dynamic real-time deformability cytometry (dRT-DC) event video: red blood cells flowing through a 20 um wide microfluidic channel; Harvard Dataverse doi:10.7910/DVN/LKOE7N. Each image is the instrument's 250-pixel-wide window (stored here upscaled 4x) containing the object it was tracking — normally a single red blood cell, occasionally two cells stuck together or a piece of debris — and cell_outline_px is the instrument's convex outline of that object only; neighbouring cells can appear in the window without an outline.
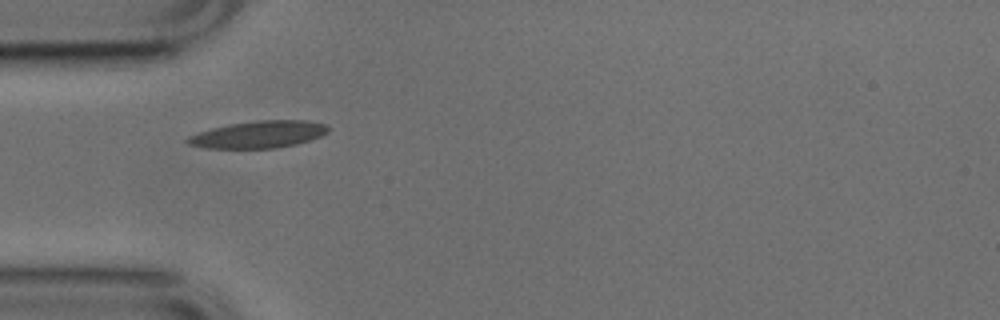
{"species": "common noctule bat (a hibernating species)", "species_latin": "Nyctalus noctula", "temperature_condition": "cold", "stored_images_in_passage": 35, "camera_frame_rate_fps": 3000, "um_per_image_px": 0.085, "animal": {"sex": "male", "body_mass_g": 17.9, "forearm_length_mm": 54.2}, "frame": {"image": 1, "passage_image": 1, "time_ms": 0.0, "image_size_px": [1000, 320], "cell_outline_px": [[332, 128], [328, 132], [320, 136], [296, 144], [276, 148], [208, 148], [188, 144], [184, 140], [188, 136], [212, 128], [228, 124], [256, 120], [308, 120], [328, 124]], "centroid_in_image_um": [22.02, 11.41], "position_along_channel_um": 63.0, "area_um2": 22.31}}
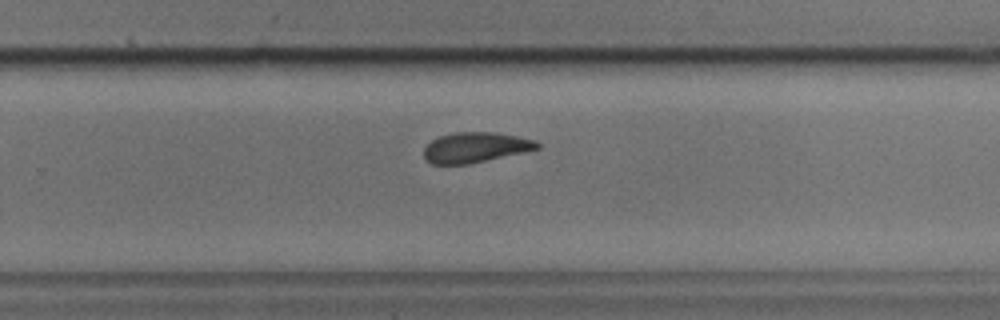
{"frame": {"image": 2, "passage_image": 19, "time_ms": 6.0, "image_size_px": [1000, 320], "cell_outline_px": [[540, 148], [524, 152], [468, 164], [432, 164], [424, 160], [424, 148], [432, 140], [440, 136], [456, 132], [496, 132], [536, 140], [540, 144]], "centroid_in_image_um": [40.4, 12.53], "position_along_channel_um": 289.4, "area_um2": 19.94}}
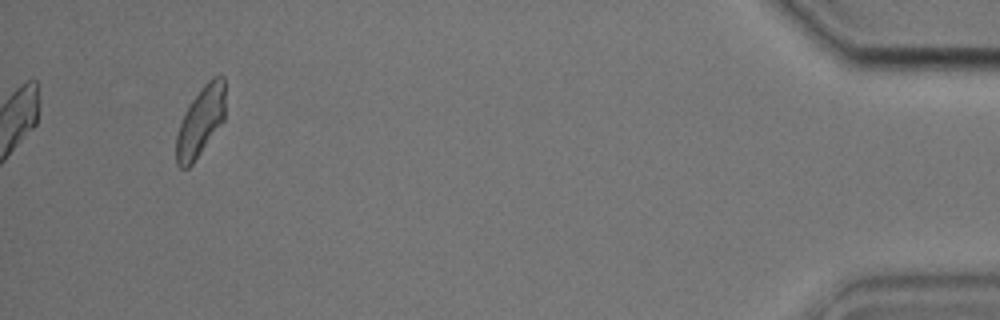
{"frame": {"image": 3, "passage_image": 35, "time_ms": 11.333, "image_size_px": [1000, 320], "cell_outline_px": [[224, 120], [192, 164], [188, 168], [180, 168], [176, 164], [176, 136], [184, 112], [188, 104], [204, 84], [212, 76], [224, 76]], "centroid_in_image_um": [17.03, 10.32], "position_along_channel_um": 418.2, "area_um2": 19.77}, "authors_computed_cell_mechanics": {"area_um2": 20.519, "velocity_mm_per_s": 3.7877, "shape_relaxation_time_tau1_ms": 6.1794, "shape_relaxation_time_tau2_ms": 1.5296, "deformation_change_tau1": 0.174, "deformation_change_tau2": 0.0833}}